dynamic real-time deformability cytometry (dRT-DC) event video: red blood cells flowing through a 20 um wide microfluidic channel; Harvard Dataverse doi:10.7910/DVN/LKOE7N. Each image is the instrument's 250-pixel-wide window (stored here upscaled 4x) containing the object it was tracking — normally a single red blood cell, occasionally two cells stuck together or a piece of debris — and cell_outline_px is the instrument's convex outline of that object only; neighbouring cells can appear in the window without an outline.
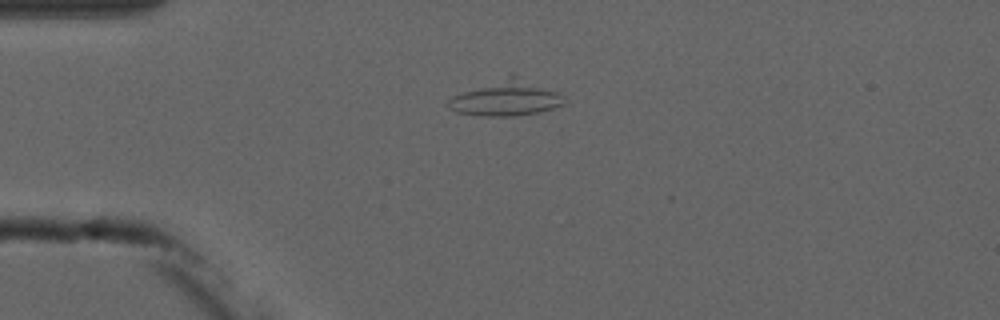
{"species": "common noctule bat (a hibernating species)", "species_latin": "Nyctalus noctula", "temperature_condition": "cold", "stored_images_in_passage": 7, "camera_frame_rate_fps": 3000, "um_per_image_px": 0.085, "animal": {"sex": "male", "forearm_length_mm": 52.5}, "frame": {"image": 1, "passage_image": 5, "time_ms": 4.667, "image_size_px": [1000, 320], "cell_outline_px": [[564, 104], [540, 112], [516, 116], [484, 116], [456, 112], [448, 108], [448, 100], [452, 96], [512, 72], [556, 92], [564, 96]], "centroid_in_image_um": [43.0, 8.33], "position_along_channel_um": 42.0, "area_um2": 23.99}}